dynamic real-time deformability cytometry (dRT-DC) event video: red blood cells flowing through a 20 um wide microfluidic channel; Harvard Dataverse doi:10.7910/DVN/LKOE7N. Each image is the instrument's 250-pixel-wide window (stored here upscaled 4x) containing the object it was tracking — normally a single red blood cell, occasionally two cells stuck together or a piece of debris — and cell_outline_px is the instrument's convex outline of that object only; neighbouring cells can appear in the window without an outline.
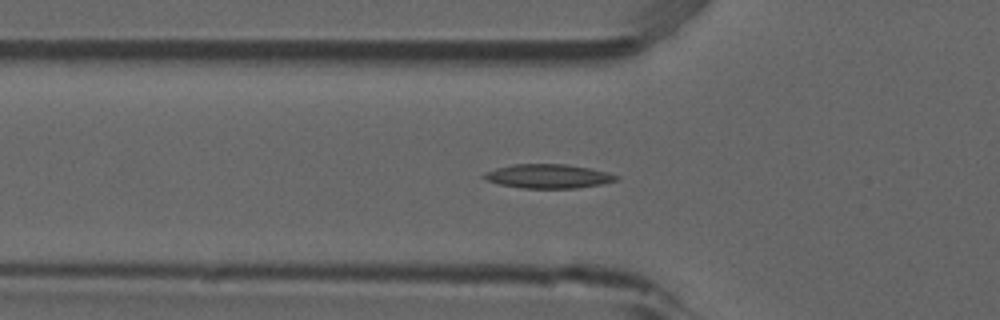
{"species": "common noctule bat (a hibernating species)", "species_latin": "Nyctalus noctula", "temperature_condition": "room temperature", "stored_images_in_passage": 53, "segment_of_instrument_passage": [1, 2], "camera_frame_rate_fps": 3000, "um_per_image_px": 0.085, "animal": {"sex": "male", "forearm_length_mm": 52.5}, "frame": {"image": 1, "passage_image": 17, "time_ms": 5.333, "image_size_px": [1000, 320], "cell_outline_px": [[620, 180], [600, 184], [576, 188], [524, 188], [500, 184], [484, 180], [480, 176], [484, 172], [496, 168], [512, 164], [568, 164], [592, 168], [608, 172], [620, 176]], "centroid_in_image_um": [46.6, 14.97], "position_along_channel_um": 79.2, "area_um2": 18.79}}
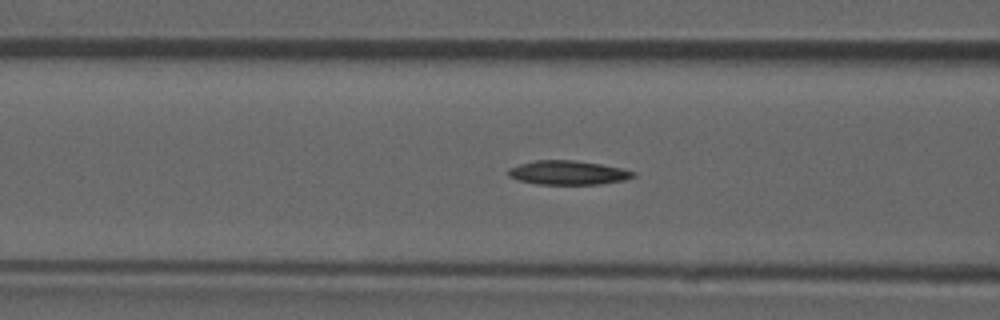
{"frame": {"image": 2, "passage_image": 20, "time_ms": 6.333, "image_size_px": [1000, 320], "cell_outline_px": [[636, 176], [624, 180], [596, 184], [536, 184], [520, 180], [508, 176], [508, 168], [520, 164], [536, 160], [576, 160], [600, 164], [620, 168], [636, 172]], "centroid_in_image_um": [48.27, 14.67], "position_along_channel_um": 118.3, "area_um2": 17.4}}
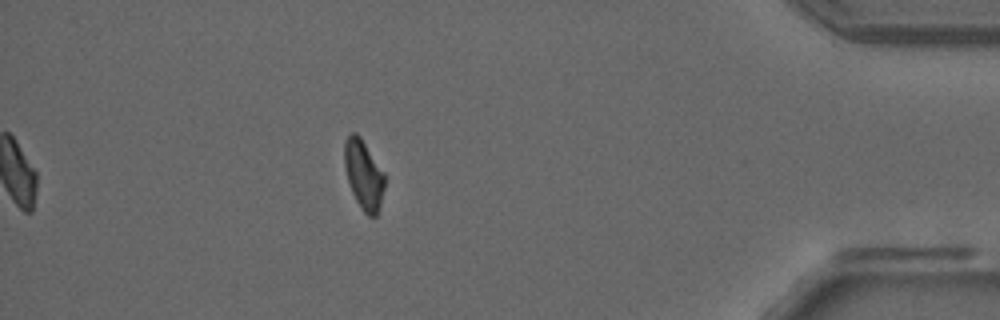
{"frame": {"image": 3, "passage_image": 46, "time_ms": 15.0, "image_size_px": [1000, 320], "cell_outline_px": [[384, 188], [380, 204], [376, 216], [368, 216], [360, 208], [352, 192], [348, 180], [344, 164], [344, 144], [348, 136], [352, 132], [356, 132], [360, 136], [384, 172]], "centroid_in_image_um": [30.9, 14.84], "position_along_channel_um": 404.3, "area_um2": 16.07}}